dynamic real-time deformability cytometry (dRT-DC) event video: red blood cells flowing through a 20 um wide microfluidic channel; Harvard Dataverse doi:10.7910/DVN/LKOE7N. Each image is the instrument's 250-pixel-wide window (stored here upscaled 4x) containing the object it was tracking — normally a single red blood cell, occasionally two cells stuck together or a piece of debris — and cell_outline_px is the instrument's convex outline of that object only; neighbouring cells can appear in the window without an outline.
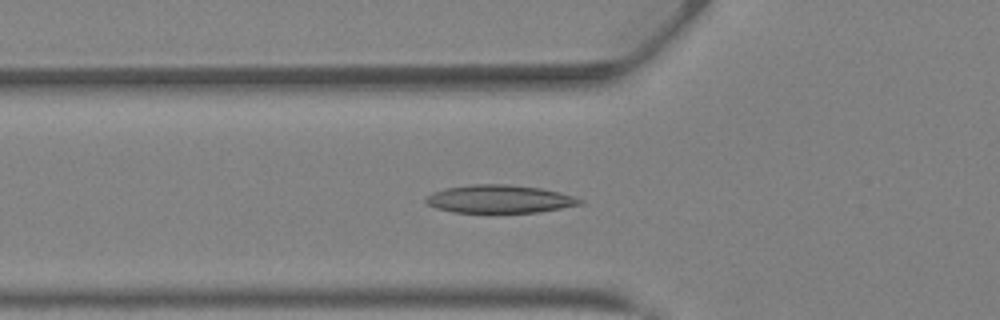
{"species": "Egyptian fruit bat (a non-hibernating species)", "species_latin": "Rousettus aegyptiacus", "temperature_condition": "warm", "stored_images_in_passage": 34, "camera_frame_rate_fps": 3000, "um_per_image_px": 0.085, "animal": {"sex": "female"}, "frame": {"image": 1, "passage_image": 7, "time_ms": 2.0, "image_size_px": [1000, 320], "cell_outline_px": [[584, 204], [536, 212], [492, 216], [488, 216], [452, 212], [436, 208], [428, 204], [424, 200], [428, 196], [444, 188], [472, 184], [508, 184], [540, 188], [560, 192], [584, 200]], "centroid_in_image_um": [42.45, 16.97], "position_along_channel_um": 83.4, "area_um2": 26.24}}
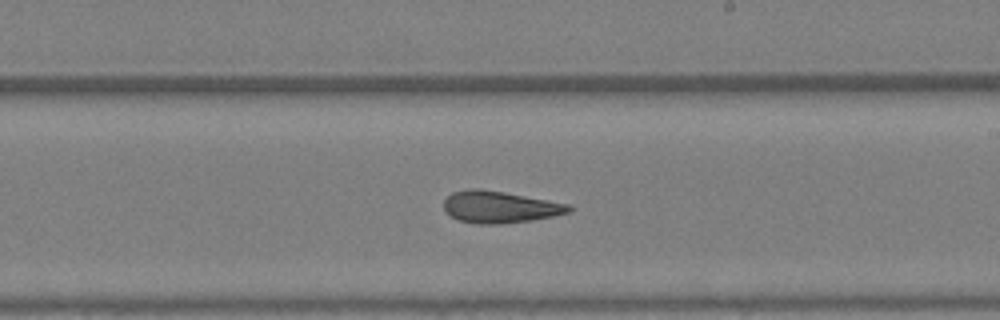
{"frame": {"image": 2, "passage_image": 17, "time_ms": 5.333, "image_size_px": [1000, 320], "cell_outline_px": [[572, 212], [532, 220], [500, 224], [480, 224], [460, 220], [452, 216], [444, 208], [444, 200], [452, 192], [472, 188], [480, 188], [504, 192], [568, 204], [572, 208]], "centroid_in_image_um": [42.48, 17.59], "position_along_channel_um": 246.5, "area_um2": 22.95}}
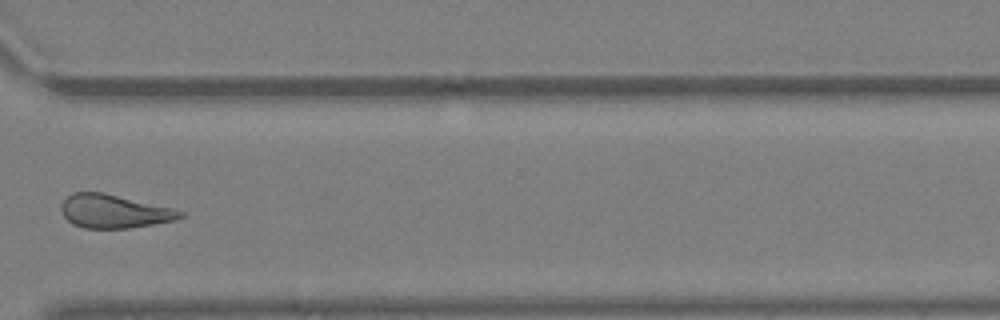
{"frame": {"image": 3, "passage_image": 24, "time_ms": 7.667, "image_size_px": [1000, 320], "cell_outline_px": [[184, 216], [176, 220], [128, 228], [84, 228], [72, 224], [64, 216], [60, 208], [60, 204], [72, 192], [104, 192], [172, 208], [184, 212]], "centroid_in_image_um": [9.67, 17.95], "position_along_channel_um": 360.9, "area_um2": 23.18}, "authors_computed_cell_mechanics": {"area_um2": 23.8136, "velocity_mm_per_s": 4.892, "shape_relaxation_time_tau1_ms": null, "shape_relaxation_time_tau2_ms": 2.2537, "deformation_change_tau1": null, "deformation_change_tau2": 0.1108}}